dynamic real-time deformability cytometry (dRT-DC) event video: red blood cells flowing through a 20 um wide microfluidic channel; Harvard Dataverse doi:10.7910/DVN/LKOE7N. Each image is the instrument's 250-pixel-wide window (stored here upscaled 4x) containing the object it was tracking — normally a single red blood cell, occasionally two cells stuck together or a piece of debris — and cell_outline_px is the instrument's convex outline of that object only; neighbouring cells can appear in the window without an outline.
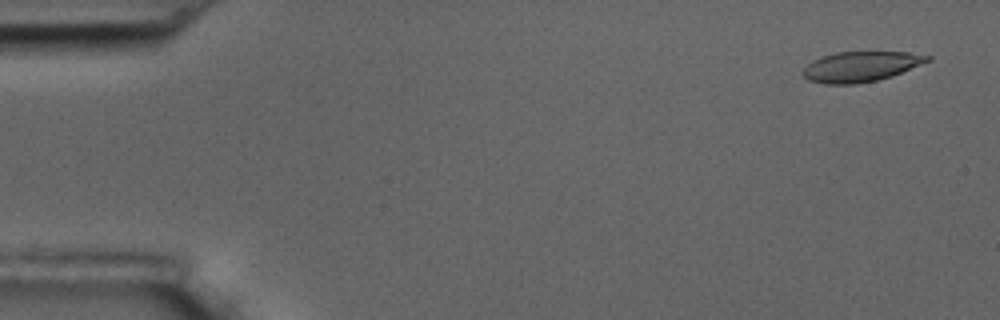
{"species": "common noctule bat (a hibernating species)", "species_latin": "Nyctalus noctula", "temperature_condition": "room temperature", "stored_images_in_passage": 56, "camera_frame_rate_fps": 3000, "um_per_image_px": 0.085, "animal": {"sex": "male", "body_mass_g": 17.5, "forearm_length_mm": 52.3}, "frame": {"image": 1, "passage_image": 3, "time_ms": 0.667, "image_size_px": [1000, 320], "cell_outline_px": [[932, 60], [892, 76], [876, 80], [856, 84], [824, 84], [808, 80], [800, 72], [812, 60], [836, 52], [908, 52], [932, 56]], "centroid_in_image_um": [73.16, 5.66], "position_along_channel_um": 11.8, "area_um2": 21.96}}
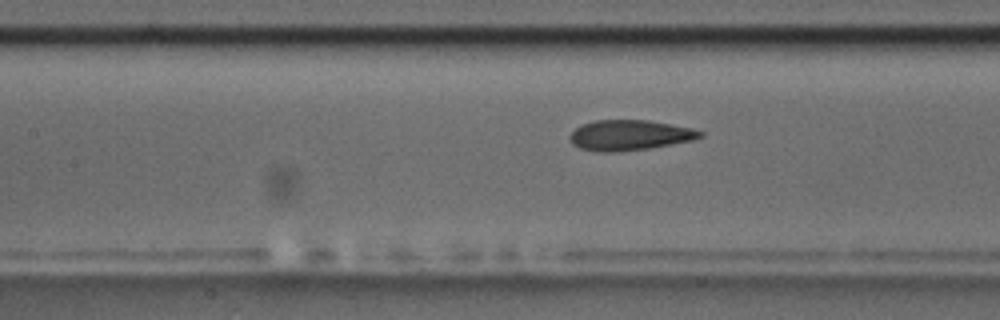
{"frame": {"image": 2, "passage_image": 25, "time_ms": 8.0, "image_size_px": [1000, 320], "cell_outline_px": [[704, 136], [692, 140], [672, 144], [648, 148], [616, 152], [600, 152], [580, 148], [572, 144], [568, 136], [580, 124], [596, 120], [648, 120], [692, 128], [704, 132]], "centroid_in_image_um": [53.5, 11.49], "position_along_channel_um": 153.9, "area_um2": 23.06}}
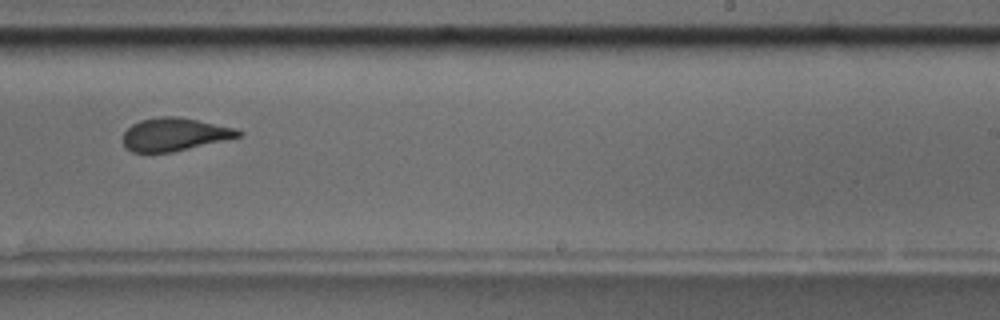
{"frame": {"image": 3, "passage_image": 35, "time_ms": 11.333, "image_size_px": [1000, 320], "cell_outline_px": [[244, 132], [240, 136], [224, 140], [172, 152], [132, 152], [124, 148], [120, 140], [124, 132], [132, 124], [140, 120], [160, 116], [180, 116], [236, 128]], "centroid_in_image_um": [14.78, 11.41], "position_along_channel_um": 274.2, "area_um2": 22.37}, "authors_computed_cell_mechanics": {"area_um2": 23.1489, "velocity_mm_per_s": 3.6334, "shape_relaxation_time_tau1_ms": 7.5265, "shape_relaxation_time_tau2_ms": 1.2318, "deformation_change_tau1": 0.1976, "deformation_change_tau2": 0.0727}}